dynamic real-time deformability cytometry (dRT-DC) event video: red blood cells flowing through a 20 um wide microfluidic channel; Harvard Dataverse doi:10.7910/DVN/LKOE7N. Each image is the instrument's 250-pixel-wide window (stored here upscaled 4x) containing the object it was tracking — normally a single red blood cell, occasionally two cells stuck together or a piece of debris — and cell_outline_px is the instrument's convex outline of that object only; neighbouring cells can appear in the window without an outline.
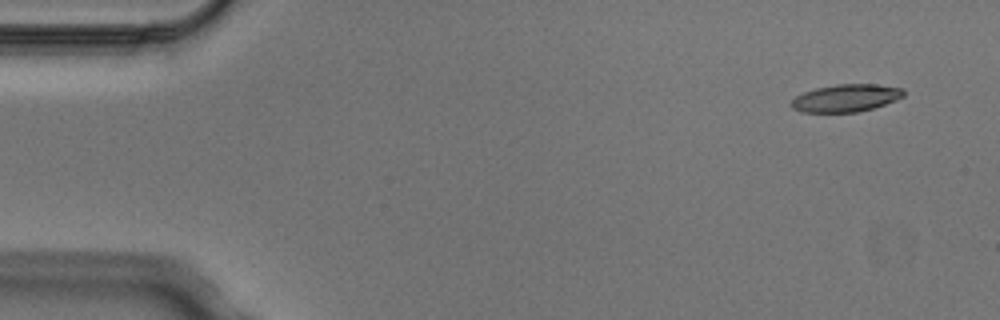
{"species": "Egyptian fruit bat (a non-hibernating species)", "species_latin": "Rousettus aegyptiacus", "temperature_condition": "cold", "stored_images_in_passage": 4, "camera_frame_rate_fps": 3000, "um_per_image_px": 0.085, "animal": {"sex": "male"}, "frame": {"image": 1, "passage_image": 1, "time_ms": 0.0, "image_size_px": [1000, 320], "cell_outline_px": [[904, 96], [896, 100], [872, 108], [856, 112], [800, 112], [792, 108], [788, 104], [796, 96], [804, 92], [816, 88], [836, 84], [876, 84], [904, 88]], "centroid_in_image_um": [71.88, 8.33], "position_along_channel_um": 13.1, "area_um2": 18.03}}
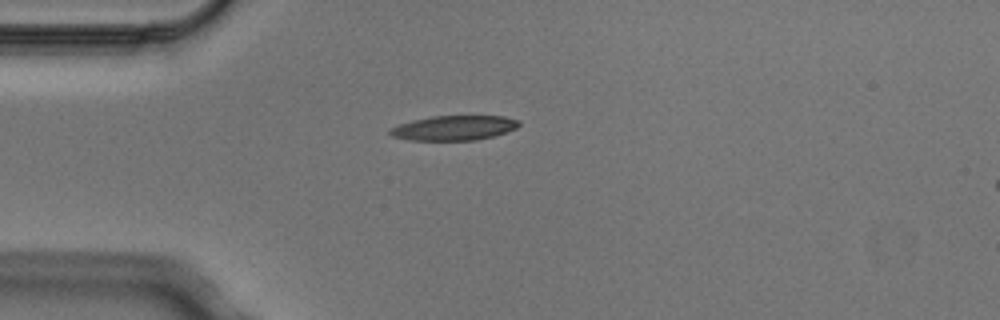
{"frame": {"image": 2, "passage_image": 4, "time_ms": 1.0, "image_size_px": [1000, 320], "cell_outline_px": [[520, 124], [516, 128], [492, 136], [476, 140], [408, 140], [392, 136], [388, 132], [392, 128], [400, 124], [412, 120], [432, 116], [504, 116], [520, 120]], "centroid_in_image_um": [38.59, 10.87], "position_along_channel_um": 46.4, "area_um2": 18.44}}